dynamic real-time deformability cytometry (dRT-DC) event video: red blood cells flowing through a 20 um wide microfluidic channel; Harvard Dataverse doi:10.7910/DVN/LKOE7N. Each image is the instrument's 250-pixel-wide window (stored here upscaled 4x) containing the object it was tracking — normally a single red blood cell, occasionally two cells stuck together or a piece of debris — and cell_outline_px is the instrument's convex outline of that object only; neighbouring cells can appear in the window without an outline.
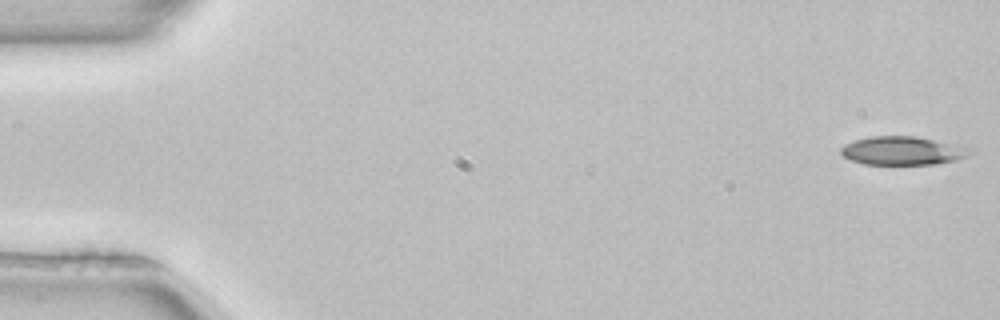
{"species": "common noctule bat (a hibernating species)", "species_latin": "Nyctalus noctula", "temperature_condition": "room temperature", "stored_images_in_passage": 51, "camera_frame_rate_fps": 3000, "um_per_image_px": 0.085, "animal": {"sex": "female", "body_mass_g": 22.7, "forearm_length_mm": 54.2}, "frame": {"image": 1, "passage_image": 1, "time_ms": 0.0, "image_size_px": [1000, 320], "cell_outline_px": [[976, 148], [968, 156], [956, 160], [936, 164], [864, 164], [852, 160], [844, 156], [840, 152], [840, 148], [844, 144], [856, 140], [872, 136], [916, 136]], "centroid_in_image_um": [76.78, 12.8], "position_along_channel_um": 8.2, "area_um2": 21.56}}
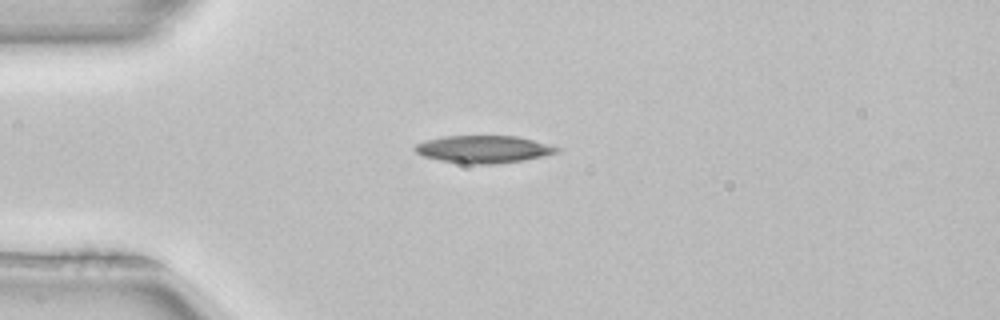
{"frame": {"image": 2, "passage_image": 13, "time_ms": 4.0, "image_size_px": [1000, 320], "cell_outline_px": [[560, 152], [524, 160], [492, 164], [468, 164], [440, 160], [424, 156], [416, 152], [412, 148], [416, 144], [424, 140], [444, 136], [516, 136], [532, 140], [560, 148]], "centroid_in_image_um": [41.06, 12.68], "position_along_channel_um": 43.9, "area_um2": 22.54}}
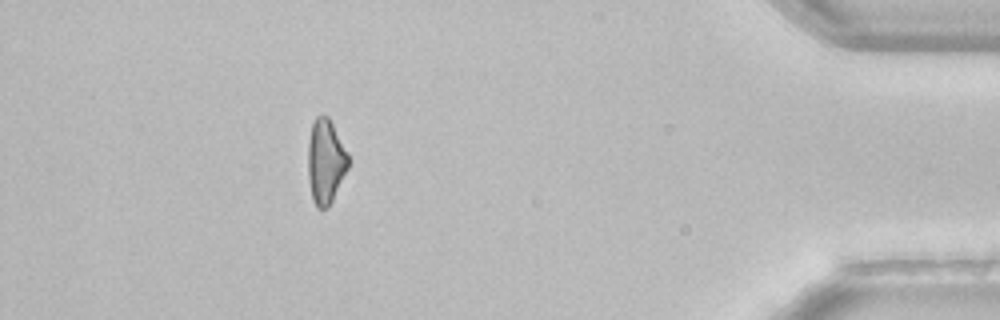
{"frame": {"image": 3, "passage_image": 46, "time_ms": 15.0, "image_size_px": [1000, 320], "cell_outline_px": [[348, 168], [328, 208], [316, 208], [312, 200], [308, 180], [308, 144], [312, 124], [316, 116], [328, 116], [348, 152]], "centroid_in_image_um": [27.66, 13.74], "position_along_channel_um": 407.5, "area_um2": 19.83}, "authors_computed_cell_mechanics": {"area_um2": 21.7906, "velocity_mm_per_s": 3.9905, "shape_relaxation_time_tau1_ms": 5.4369, "shape_relaxation_time_tau2_ms": null, "deformation_change_tau1": 0.1734, "deformation_change_tau2": null}}